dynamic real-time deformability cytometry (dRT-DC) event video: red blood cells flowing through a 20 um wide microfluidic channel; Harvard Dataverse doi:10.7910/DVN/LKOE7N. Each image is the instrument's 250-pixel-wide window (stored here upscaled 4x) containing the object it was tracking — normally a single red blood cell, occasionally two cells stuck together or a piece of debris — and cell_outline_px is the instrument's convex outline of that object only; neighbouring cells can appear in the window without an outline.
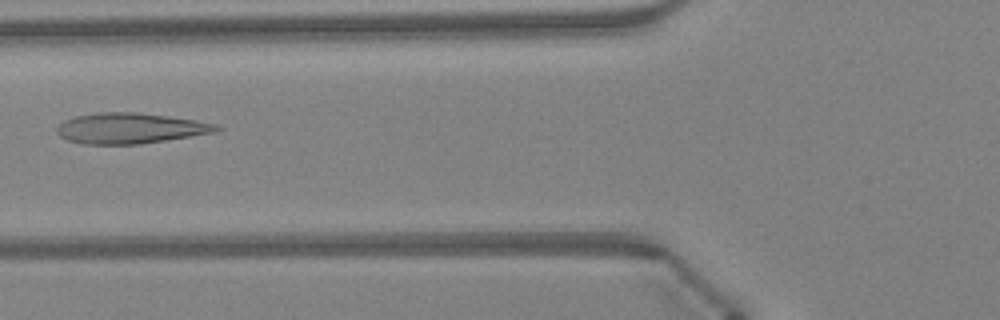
{"species": "Egyptian fruit bat (a non-hibernating species)", "species_latin": "Rousettus aegyptiacus", "temperature_condition": "warm", "stored_images_in_passage": 46, "camera_frame_rate_fps": 3000, "um_per_image_px": 0.085, "animal": {"sex": "female"}, "frame": {"image": 1, "passage_image": 18, "time_ms": 5.667, "image_size_px": [1000, 320], "cell_outline_px": [[224, 128], [216, 132], [140, 144], [84, 144], [68, 140], [60, 136], [56, 132], [56, 128], [64, 120], [76, 116], [96, 112], [136, 112], [168, 116], [196, 120], [220, 124]], "centroid_in_image_um": [11.09, 10.89], "position_along_channel_um": 114.7, "area_um2": 28.55}}
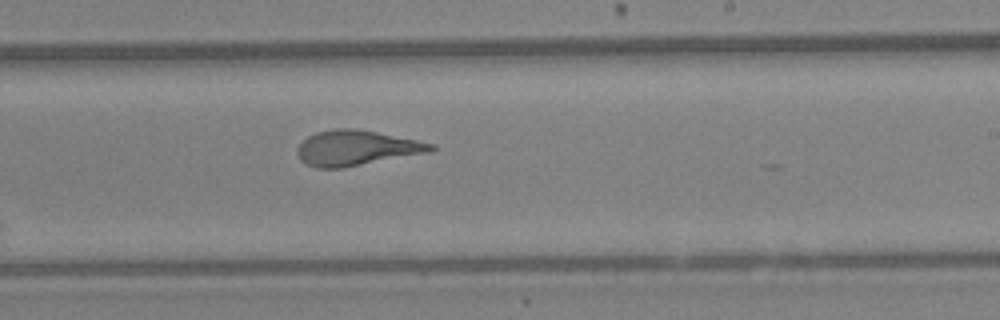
{"frame": {"image": 2, "passage_image": 28, "time_ms": 9.0, "image_size_px": [1000, 320], "cell_outline_px": [[436, 148], [428, 152], [344, 168], [316, 168], [304, 164], [300, 160], [296, 152], [296, 148], [308, 136], [316, 132], [336, 128], [352, 128], [376, 132], [436, 144]], "centroid_in_image_um": [30.24, 12.59], "position_along_channel_um": 258.8, "area_um2": 27.34}}
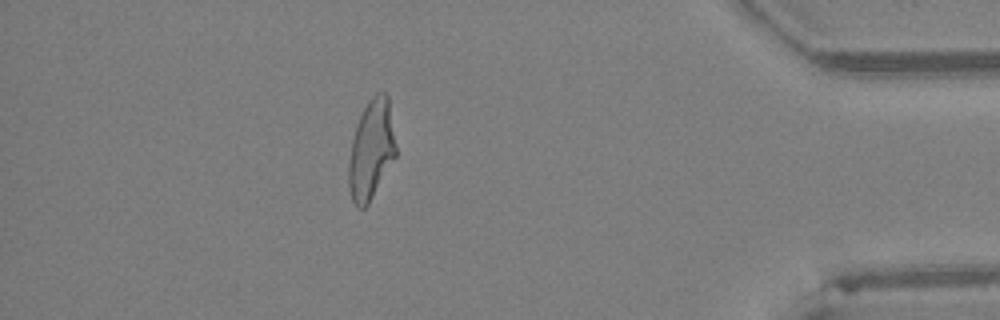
{"frame": {"image": 3, "passage_image": 41, "time_ms": 13.333, "image_size_px": [1000, 320], "cell_outline_px": [[396, 156], [368, 204], [364, 208], [356, 208], [352, 200], [348, 184], [348, 164], [352, 140], [356, 124], [368, 100], [376, 92], [384, 92], [388, 96], [396, 148]], "centroid_in_image_um": [31.54, 12.73], "position_along_channel_um": 403.7, "area_um2": 27.28}, "authors_computed_cell_mechanics": {"area_um2": 28.0041, "velocity_mm_per_s": 4.3432, "shape_relaxation_time_tau1_ms": null, "shape_relaxation_time_tau2_ms": 0.8157, "deformation_change_tau1": null, "deformation_change_tau2": 0.0899}}